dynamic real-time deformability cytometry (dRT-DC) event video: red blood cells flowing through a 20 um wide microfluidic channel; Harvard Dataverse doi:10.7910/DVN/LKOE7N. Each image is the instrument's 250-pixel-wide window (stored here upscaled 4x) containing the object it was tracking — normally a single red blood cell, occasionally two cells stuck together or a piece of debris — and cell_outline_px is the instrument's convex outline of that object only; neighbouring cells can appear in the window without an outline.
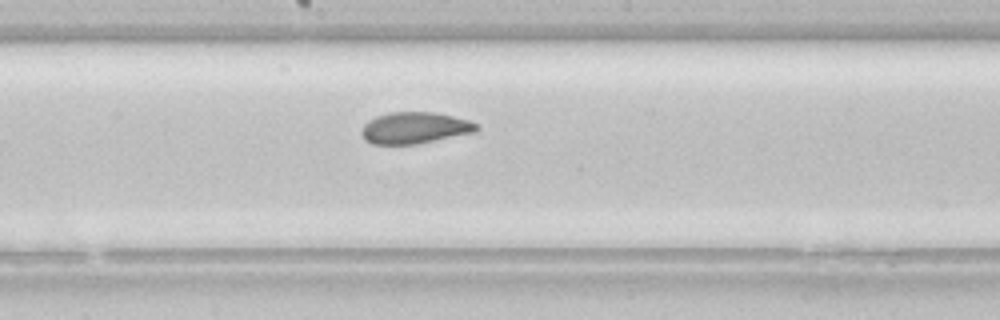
{"species": "common noctule bat (a hibernating species)", "species_latin": "Nyctalus noctula", "temperature_condition": "room temperature", "stored_images_in_passage": 20, "camera_frame_rate_fps": 3000, "um_per_image_px": 0.085, "animal": {"sex": "female", "body_mass_g": 22.7, "forearm_length_mm": 54.2}, "frame": {"image": 1, "passage_image": 12, "time_ms": 3.667, "image_size_px": [1000, 320], "cell_outline_px": [[480, 128], [476, 132], [416, 144], [372, 144], [364, 140], [360, 132], [364, 124], [376, 116], [392, 112], [436, 112], [468, 120], [476, 124]], "centroid_in_image_um": [35.24, 10.87], "position_along_channel_um": 213.0, "area_um2": 21.1}}